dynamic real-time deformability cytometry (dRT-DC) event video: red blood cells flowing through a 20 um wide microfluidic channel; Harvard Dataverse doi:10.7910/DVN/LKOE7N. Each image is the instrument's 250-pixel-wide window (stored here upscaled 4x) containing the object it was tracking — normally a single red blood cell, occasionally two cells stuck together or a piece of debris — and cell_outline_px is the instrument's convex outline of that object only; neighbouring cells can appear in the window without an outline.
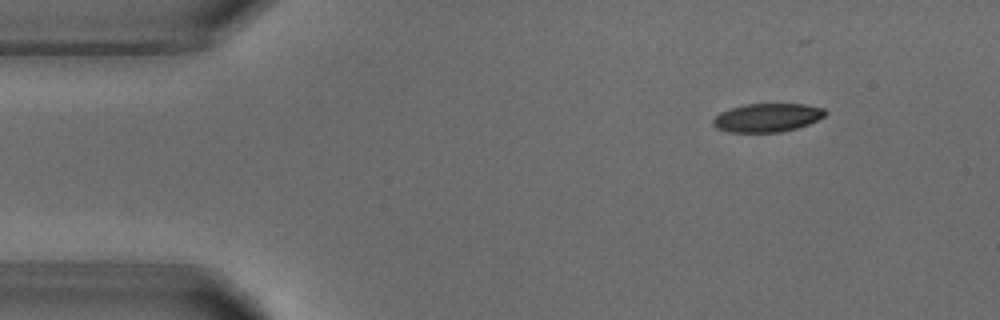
{"species": "common noctule bat (a hibernating species)", "species_latin": "Nyctalus noctula", "temperature_condition": "warm", "stored_images_in_passage": 4, "camera_frame_rate_fps": 3000, "um_per_image_px": 0.085, "animal": {"sex": "male", "body_mass_g": 18.8}, "frame": {"image": 1, "passage_image": 1, "time_ms": 0.0, "image_size_px": [1000, 320], "cell_outline_px": [[828, 112], [824, 116], [808, 124], [796, 128], [780, 132], [728, 132], [716, 128], [712, 124], [712, 120], [720, 112], [744, 104], [804, 104], [824, 108]], "centroid_in_image_um": [65.2, 10.0], "position_along_channel_um": 19.8, "area_um2": 18.61}}
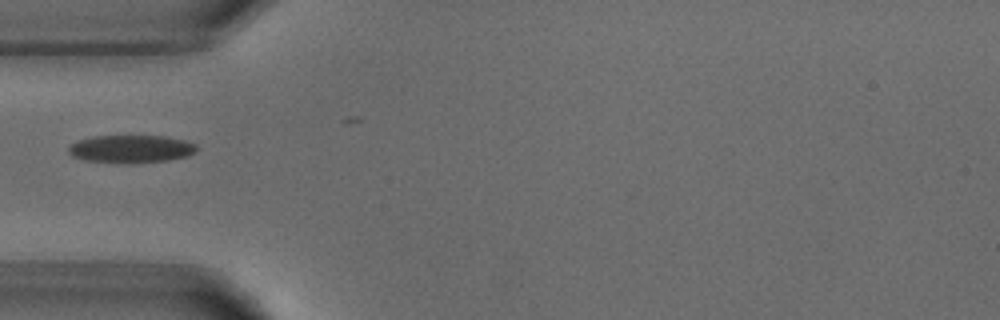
{"frame": {"image": 2, "passage_image": 3, "time_ms": 3.333, "image_size_px": [1000, 320], "cell_outline_px": [[196, 152], [188, 156], [168, 160], [128, 164], [88, 160], [72, 156], [68, 152], [68, 148], [72, 144], [80, 140], [92, 136], [164, 136], [184, 140], [196, 144]], "centroid_in_image_um": [11.16, 12.66], "position_along_channel_um": 73.8, "area_um2": 20.69}}